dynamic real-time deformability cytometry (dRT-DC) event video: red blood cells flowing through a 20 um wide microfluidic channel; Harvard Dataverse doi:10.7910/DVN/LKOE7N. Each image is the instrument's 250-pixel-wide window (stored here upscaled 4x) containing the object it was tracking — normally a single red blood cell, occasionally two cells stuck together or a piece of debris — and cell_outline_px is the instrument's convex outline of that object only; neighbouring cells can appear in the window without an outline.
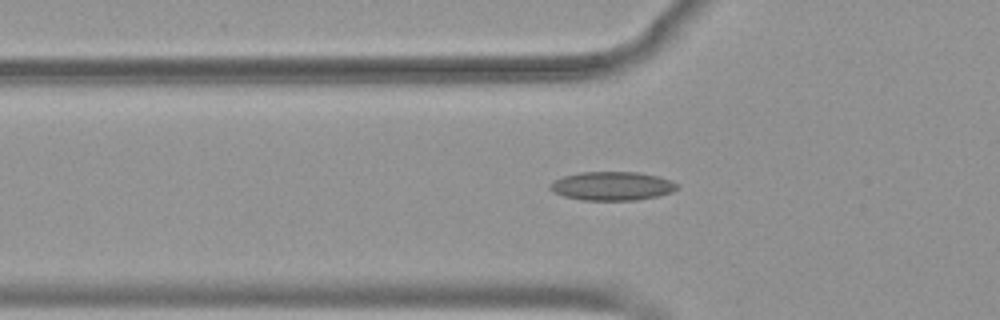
{"species": "common noctule bat (a hibernating species)", "species_latin": "Nyctalus noctula", "temperature_condition": "warm", "stored_images_in_passage": 56, "camera_frame_rate_fps": 3000, "um_per_image_px": 0.085, "animal": {"sex": "female", "body_mass_g": 19.9}, "frame": {"image": 1, "passage_image": 19, "time_ms": 6.0, "image_size_px": [1000, 320], "cell_outline_px": [[680, 188], [672, 192], [656, 196], [636, 200], [580, 200], [564, 196], [552, 192], [548, 188], [548, 184], [564, 176], [580, 172], [636, 172], [656, 176], [680, 184]], "centroid_in_image_um": [52.01, 15.82], "position_along_channel_um": 73.8, "area_um2": 21.27}}
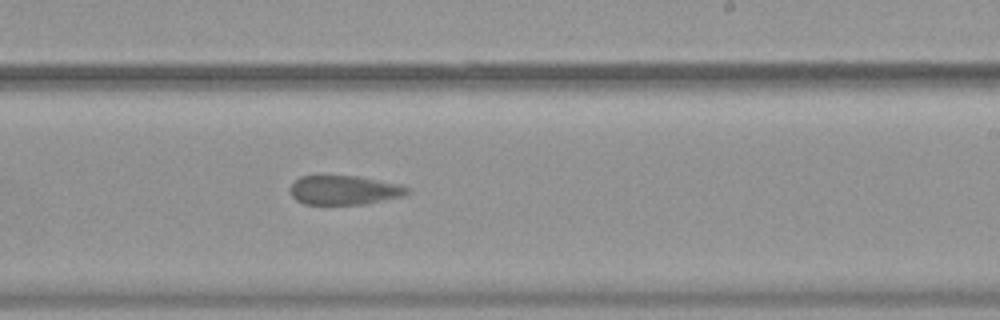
{"frame": {"image": 2, "passage_image": 34, "time_ms": 11.0, "image_size_px": [1000, 320], "cell_outline_px": [[412, 192], [404, 196], [364, 204], [304, 204], [296, 200], [292, 196], [288, 188], [300, 176], [356, 176], [400, 184], [408, 188]], "centroid_in_image_um": [29.26, 16.16], "position_along_channel_um": 259.7, "area_um2": 19.94}}
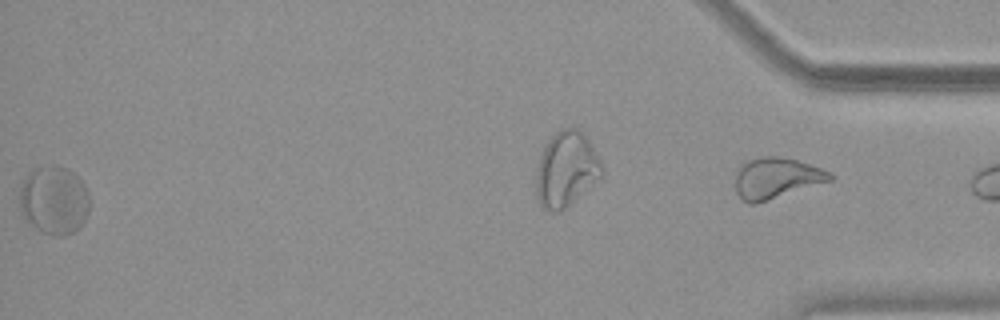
{"frame": {"image": 3, "passage_image": 55, "time_ms": 18.0, "image_size_px": [1000, 320], "cell_outline_px": [[88, 212], [80, 228], [64, 236], [52, 236], [40, 232], [24, 216], [20, 208], [20, 184], [24, 176], [32, 168], [52, 164], [56, 164], [68, 168], [84, 184], [88, 192]], "centroid_in_image_um": [4.57, 16.99], "position_along_channel_um": 430.6, "area_um2": 28.26}}